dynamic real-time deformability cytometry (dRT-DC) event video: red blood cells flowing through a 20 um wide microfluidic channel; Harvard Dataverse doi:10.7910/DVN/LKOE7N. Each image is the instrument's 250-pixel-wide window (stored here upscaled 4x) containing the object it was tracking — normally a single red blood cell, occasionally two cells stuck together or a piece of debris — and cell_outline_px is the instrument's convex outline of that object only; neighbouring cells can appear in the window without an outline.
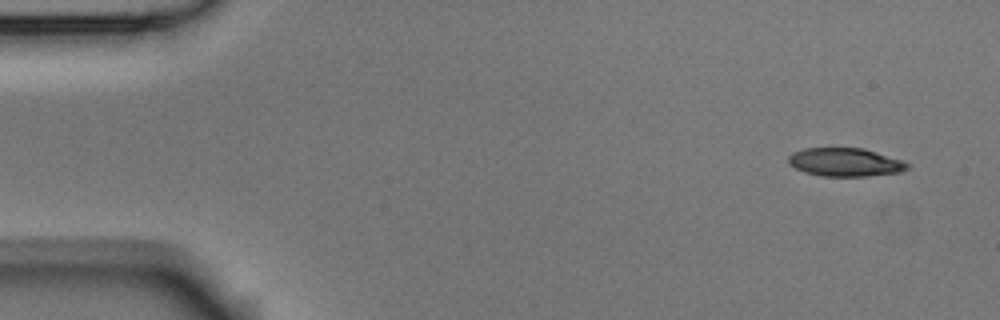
{"species": "Egyptian fruit bat (a non-hibernating species)", "species_latin": "Rousettus aegyptiacus", "temperature_condition": "room temperature", "stored_images_in_passage": 4, "camera_frame_rate_fps": 3000, "um_per_image_px": 0.085, "animal": {"sex": "male"}, "frame": {"image": 1, "passage_image": 1, "time_ms": 0.0, "image_size_px": [1000, 320], "cell_outline_px": [[908, 168], [900, 172], [868, 176], [820, 176], [804, 172], [788, 164], [788, 156], [792, 152], [804, 148], [864, 148], [900, 160], [908, 164]], "centroid_in_image_um": [71.78, 13.79], "position_along_channel_um": 13.2, "area_um2": 19.59}}
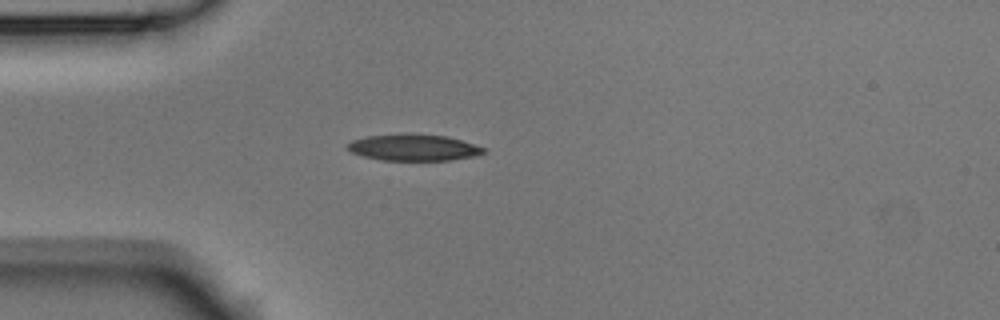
{"frame": {"image": 2, "passage_image": 4, "time_ms": 1.0, "image_size_px": [1000, 320], "cell_outline_px": [[488, 152], [476, 156], [448, 160], [380, 160], [364, 156], [352, 152], [344, 144], [352, 140], [364, 136], [400, 132], [404, 132], [448, 136], [488, 148]], "centroid_in_image_um": [35.17, 12.51], "position_along_channel_um": 49.8, "area_um2": 21.62}}